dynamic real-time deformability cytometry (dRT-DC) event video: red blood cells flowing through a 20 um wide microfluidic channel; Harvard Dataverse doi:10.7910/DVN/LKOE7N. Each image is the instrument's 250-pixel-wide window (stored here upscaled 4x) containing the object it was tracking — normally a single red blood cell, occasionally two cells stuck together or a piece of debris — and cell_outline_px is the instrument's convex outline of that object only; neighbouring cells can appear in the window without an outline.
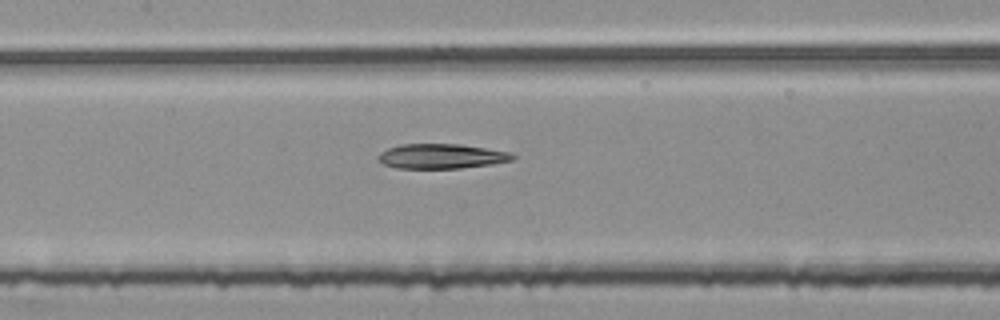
{"species": "common noctule bat (a hibernating species)", "species_latin": "Nyctalus noctula", "temperature_condition": "room temperature", "stored_images_in_passage": 54, "segment_of_instrument_passage": [2, 2], "camera_frame_rate_fps": 3000, "um_per_image_px": 0.085, "animal": {"sex": "female", "body_mass_g": 25.1}, "frame": {"image": 1, "passage_image": 25, "time_ms": 8.0, "image_size_px": [1000, 320], "cell_outline_px": [[516, 156], [512, 160], [492, 164], [460, 168], [396, 168], [384, 164], [376, 160], [376, 156], [380, 152], [388, 148], [400, 144], [460, 144], [512, 152]], "centroid_in_image_um": [37.5, 13.27], "position_along_channel_um": 169.9, "area_um2": 19.54}}
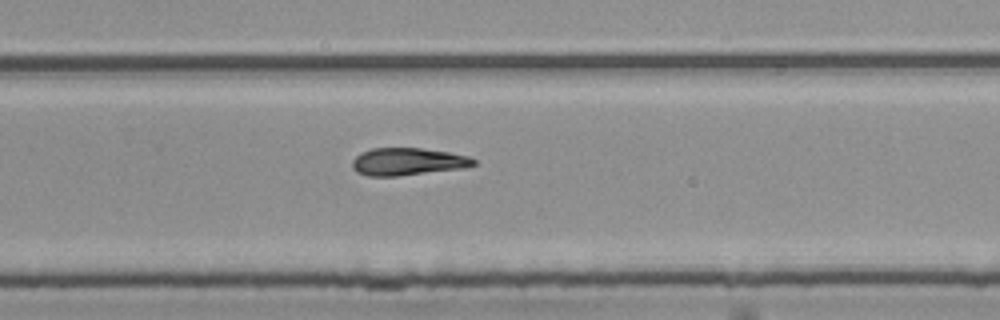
{"frame": {"image": 2, "passage_image": 35, "time_ms": 11.333, "image_size_px": [1000, 320], "cell_outline_px": [[476, 164], [464, 168], [400, 176], [368, 176], [356, 172], [352, 168], [352, 160], [360, 152], [372, 148], [420, 148], [448, 152], [468, 156], [476, 160]], "centroid_in_image_um": [34.63, 13.74], "position_along_channel_um": 295.2, "area_um2": 19.54}}
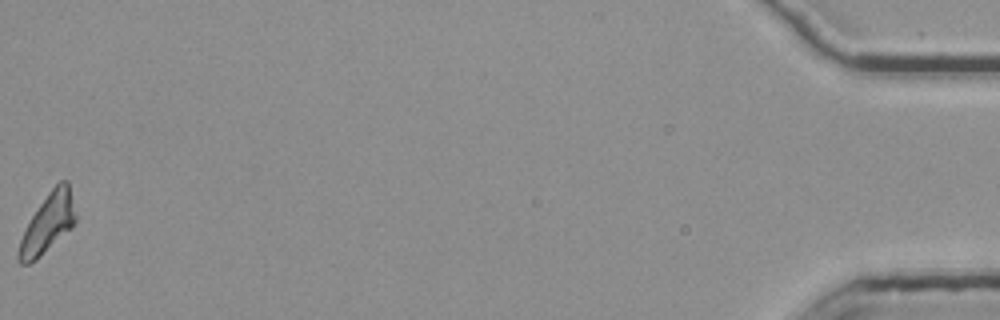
{"frame": {"image": 3, "passage_image": 54, "time_ms": 17.667, "image_size_px": [1000, 320], "cell_outline_px": [[76, 220], [72, 228], [36, 260], [28, 264], [20, 264], [16, 260], [16, 252], [20, 240], [32, 216], [48, 192], [60, 180], [68, 180], [76, 216]], "centroid_in_image_um": [4.05, 19.02], "position_along_channel_um": 431.2, "area_um2": 19.48}}